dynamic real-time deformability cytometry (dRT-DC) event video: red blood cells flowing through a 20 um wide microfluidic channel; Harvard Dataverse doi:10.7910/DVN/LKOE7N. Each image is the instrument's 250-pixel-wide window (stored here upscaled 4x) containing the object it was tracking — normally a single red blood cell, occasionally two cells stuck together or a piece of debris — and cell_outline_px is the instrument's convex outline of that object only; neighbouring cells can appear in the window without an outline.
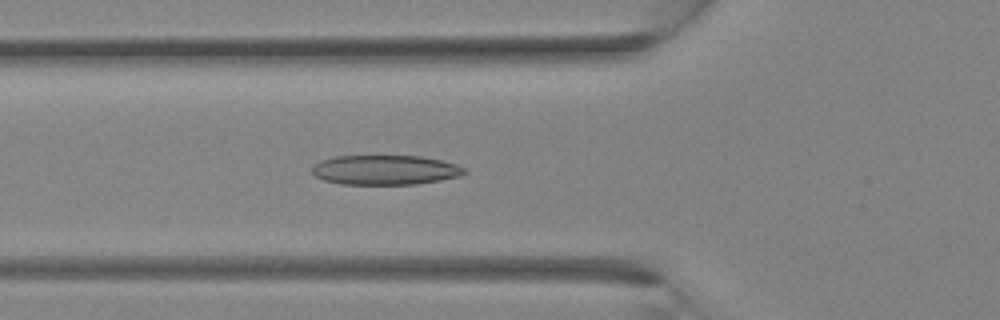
{"species": "Egyptian fruit bat (a non-hibernating species)", "species_latin": "Rousettus aegyptiacus", "temperature_condition": "room temperature", "stored_images_in_passage": 33, "camera_frame_rate_fps": 3000, "um_per_image_px": 0.085, "animal": {"sex": "female"}, "frame": {"image": 1, "passage_image": 11, "time_ms": 3.333, "image_size_px": [1000, 320], "cell_outline_px": [[468, 172], [460, 176], [440, 180], [416, 184], [340, 184], [324, 180], [316, 176], [312, 172], [312, 164], [320, 160], [336, 156], [420, 156], [444, 160], [456, 164], [464, 168]], "centroid_in_image_um": [32.74, 14.44], "position_along_channel_um": 93.1, "area_um2": 26.47}}
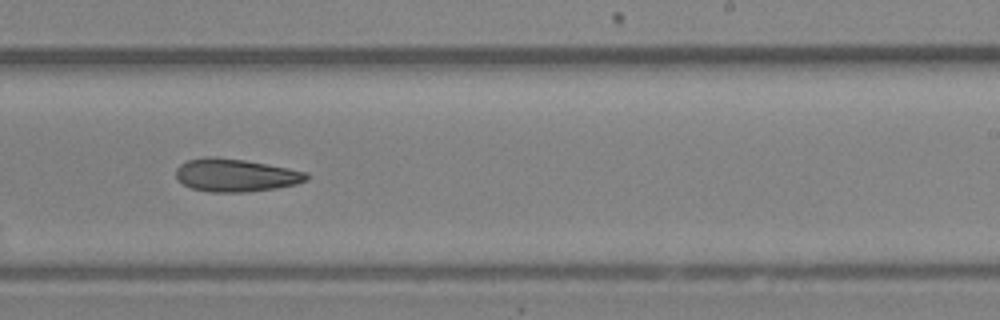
{"frame": {"image": 2, "passage_image": 20, "time_ms": 6.333, "image_size_px": [1000, 320], "cell_outline_px": [[308, 180], [296, 184], [276, 188], [244, 192], [212, 192], [192, 188], [176, 180], [176, 168], [180, 164], [188, 160], [208, 156], [212, 156], [244, 160], [288, 168], [308, 172]], "centroid_in_image_um": [20.02, 14.89], "position_along_channel_um": 269.0, "area_um2": 24.97}}
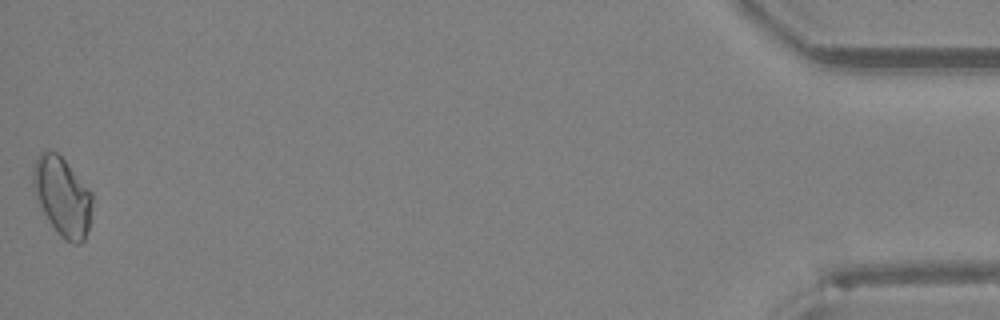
{"frame": {"image": 3, "passage_image": 33, "time_ms": 10.667, "image_size_px": [1000, 320], "cell_outline_px": [[92, 200], [88, 228], [84, 240], [80, 244], [72, 244], [64, 240], [56, 232], [48, 220], [36, 200], [32, 192], [32, 168], [40, 152], [48, 148], [56, 152], [64, 160], [92, 192]], "centroid_in_image_um": [5.25, 16.7], "position_along_channel_um": 429.9, "area_um2": 27.4}}